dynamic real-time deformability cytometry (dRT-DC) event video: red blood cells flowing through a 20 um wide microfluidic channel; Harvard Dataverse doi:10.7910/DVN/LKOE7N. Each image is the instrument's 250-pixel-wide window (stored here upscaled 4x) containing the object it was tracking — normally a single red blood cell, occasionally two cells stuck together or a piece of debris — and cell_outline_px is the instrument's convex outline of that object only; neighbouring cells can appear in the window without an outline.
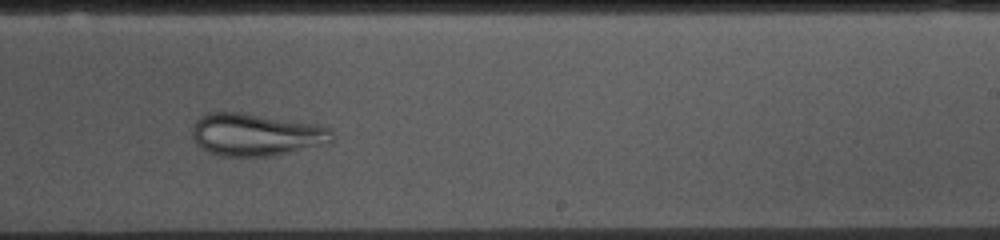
{"species": "common noctule bat (a hibernating species)", "species_latin": "Nyctalus noctula", "temperature_condition": "cold", "stored_images_in_passage": 53, "camera_frame_rate_fps": 3000, "um_per_image_px": 0.085, "animal": {"sex": "female", "body_mass_g": 10.0, "forearm_length_mm": 53.1}, "frame": {"image": 1, "passage_image": 31, "time_ms": 10.0, "image_size_px": [1000, 240], "cell_outline_px": [[336, 136], [328, 144], [272, 156], [220, 156], [208, 152], [200, 148], [196, 144], [192, 136], [192, 124], [200, 116], [208, 112], [240, 112], [320, 124], [332, 128]], "centroid_in_image_um": [21.79, 11.44], "position_along_channel_um": 267.2, "area_um2": 35.32}}
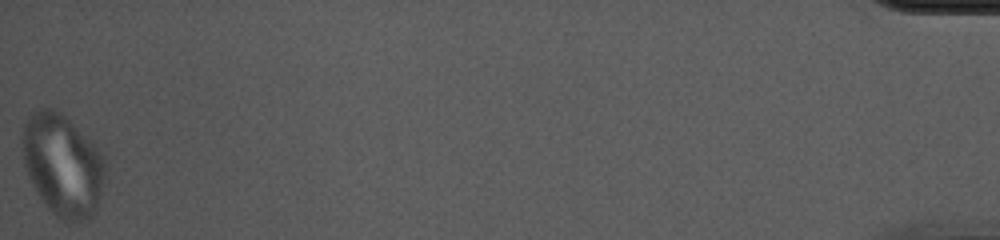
{"frame": {"image": 2, "passage_image": 53, "time_ms": 17.333, "image_size_px": [1000, 240], "cell_outline_px": [[108, 164], [96, 212], [92, 216], [80, 224], [68, 224], [60, 220], [48, 208], [32, 184], [28, 176], [24, 164], [20, 132], [28, 116], [32, 112], [40, 108], [52, 108], [60, 112], [92, 140], [104, 156]], "centroid_in_image_um": [5.35, 14.05], "position_along_channel_um": 429.9, "area_um2": 50.29}}